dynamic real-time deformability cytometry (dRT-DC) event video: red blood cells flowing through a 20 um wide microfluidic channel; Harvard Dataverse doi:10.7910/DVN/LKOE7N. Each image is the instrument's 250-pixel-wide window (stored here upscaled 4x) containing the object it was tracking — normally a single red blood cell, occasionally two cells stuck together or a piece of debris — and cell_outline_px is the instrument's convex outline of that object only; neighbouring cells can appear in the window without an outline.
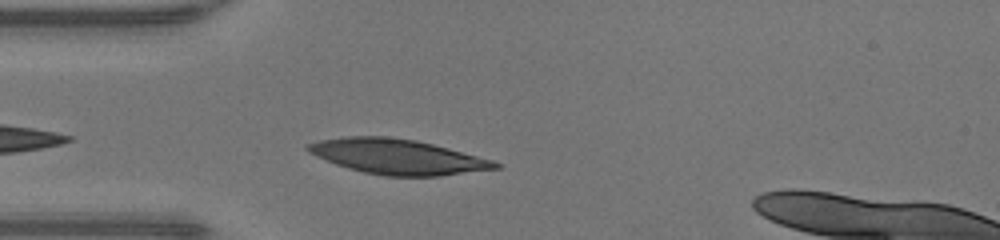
{"species": "human", "species_latin": "Homo sapiens", "temperature_condition": "warm", "stored_images_in_passage": 27, "camera_frame_rate_fps": 3000, "um_per_image_px": 0.085, "donor": {"sex": "male"}, "frame": {"image": 1, "passage_image": 2, "time_ms": 0.333, "image_size_px": [1000, 240], "cell_outline_px": [[504, 164], [500, 168], [440, 176], [384, 176], [364, 172], [348, 168], [336, 164], [316, 156], [308, 152], [304, 148], [304, 144], [320, 140], [348, 136], [384, 136], [416, 140], [448, 148], [492, 160]], "centroid_in_image_um": [33.77, 13.32], "position_along_channel_um": 51.2, "area_um2": 38.21}}
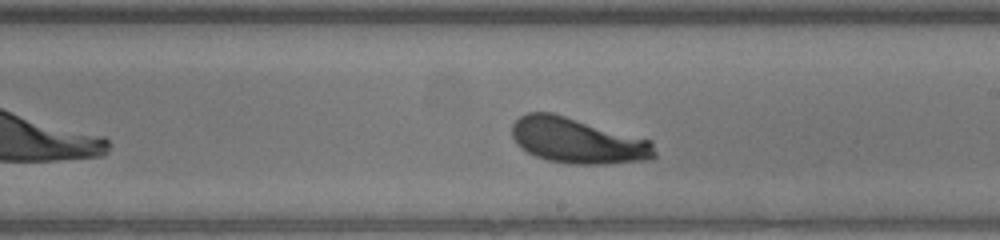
{"frame": {"image": 2, "passage_image": 16, "time_ms": 5.0, "image_size_px": [1000, 240], "cell_outline_px": [[656, 156], [652, 160], [608, 164], [572, 164], [548, 160], [536, 156], [520, 148], [516, 144], [512, 136], [512, 124], [520, 116], [528, 112], [552, 112], [652, 140], [656, 152]], "centroid_in_image_um": [49.12, 11.96], "position_along_channel_um": 239.9, "area_um2": 38.15}}
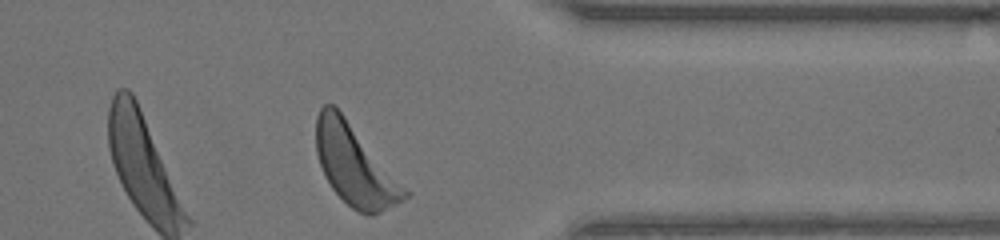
{"frame": {"image": 3, "passage_image": 27, "time_ms": 8.667, "image_size_px": [1000, 240], "cell_outline_px": [[412, 192], [408, 196], [380, 212], [372, 216], [368, 216], [352, 208], [332, 188], [324, 176], [316, 152], [316, 116], [320, 108], [324, 104], [332, 104], [344, 116]], "centroid_in_image_um": [30.17, 14.06], "position_along_channel_um": 381.2, "area_um2": 41.1}, "authors_computed_cell_mechanics": {"area_um2": 37.6278, "velocity_mm_per_s": 4.2016, "shape_relaxation_time_tau1_ms": 1.0776, "shape_relaxation_time_tau2_ms": null, "deformation_change_tau1": 0.1227, "deformation_change_tau2": null}}